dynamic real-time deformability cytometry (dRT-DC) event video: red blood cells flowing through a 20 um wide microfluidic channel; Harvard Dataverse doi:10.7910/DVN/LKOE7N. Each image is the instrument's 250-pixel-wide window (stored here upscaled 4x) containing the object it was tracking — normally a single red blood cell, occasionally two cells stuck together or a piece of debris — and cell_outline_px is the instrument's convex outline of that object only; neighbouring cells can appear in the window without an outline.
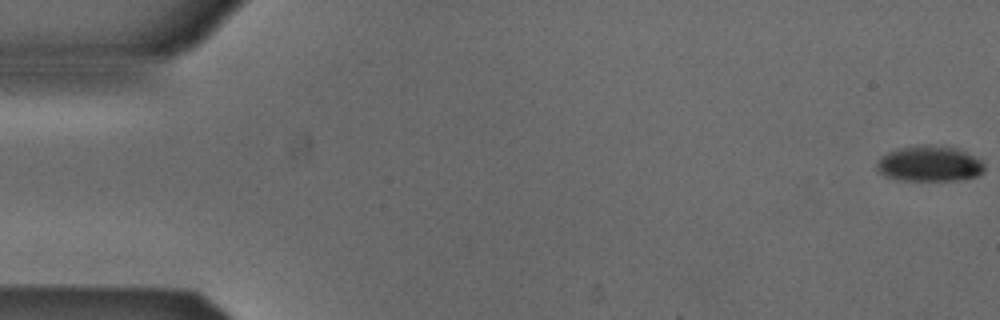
{"species": "Egyptian fruit bat (a non-hibernating species)", "species_latin": "Rousettus aegyptiacus", "temperature_condition": "cold", "stored_images_in_passage": 54, "camera_frame_rate_fps": 3000, "um_per_image_px": 0.085, "animal": {"sex": "male"}, "frame": {"image": 1, "passage_image": 1, "time_ms": 0.0, "image_size_px": [1000, 320], "cell_outline_px": [[984, 172], [976, 176], [964, 180], [896, 180], [884, 176], [876, 168], [876, 164], [888, 152], [904, 148], [956, 148], [980, 160], [984, 164]], "centroid_in_image_um": [79.02, 13.99], "position_along_channel_um": 6.0, "area_um2": 21.27}}
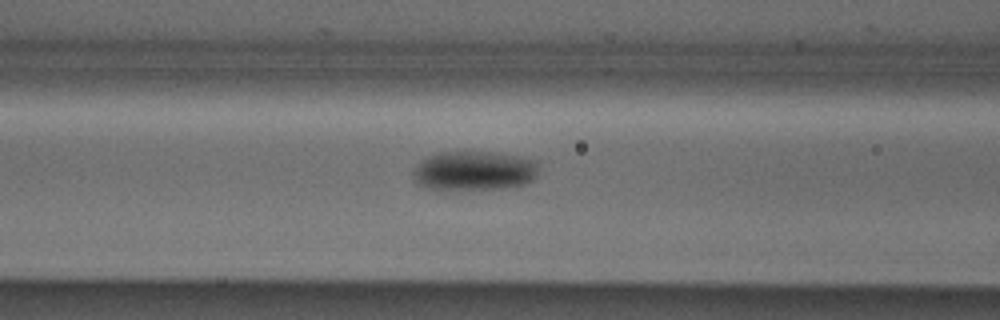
{"frame": {"image": 2, "passage_image": 22, "time_ms": 7.0, "image_size_px": [1000, 320], "cell_outline_px": [[536, 176], [532, 180], [524, 184], [504, 188], [444, 192], [436, 192], [416, 184], [412, 180], [412, 172], [416, 164], [440, 152], [492, 152], [516, 156], [536, 160]], "centroid_in_image_um": [40.2, 14.57], "position_along_channel_um": 126.4, "area_um2": 29.54}}
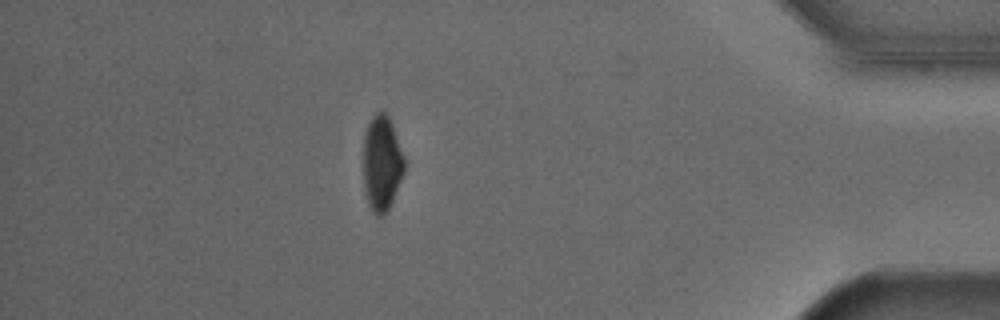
{"frame": {"image": 3, "passage_image": 47, "time_ms": 15.333, "image_size_px": [1000, 320], "cell_outline_px": [[404, 172], [392, 200], [384, 216], [376, 216], [372, 212], [368, 204], [364, 192], [364, 132], [372, 116], [376, 112], [384, 108], [388, 112], [404, 156]], "centroid_in_image_um": [32.44, 13.82], "position_along_channel_um": 402.8, "area_um2": 23.06}, "authors_computed_cell_mechanics": {"area_um2": 25.4031, "velocity_mm_per_s": 3.8772, "shape_relaxation_time_tau1_ms": 2.7413, "shape_relaxation_time_tau2_ms": null, "deformation_change_tau1": 0.123, "deformation_change_tau2": null}}